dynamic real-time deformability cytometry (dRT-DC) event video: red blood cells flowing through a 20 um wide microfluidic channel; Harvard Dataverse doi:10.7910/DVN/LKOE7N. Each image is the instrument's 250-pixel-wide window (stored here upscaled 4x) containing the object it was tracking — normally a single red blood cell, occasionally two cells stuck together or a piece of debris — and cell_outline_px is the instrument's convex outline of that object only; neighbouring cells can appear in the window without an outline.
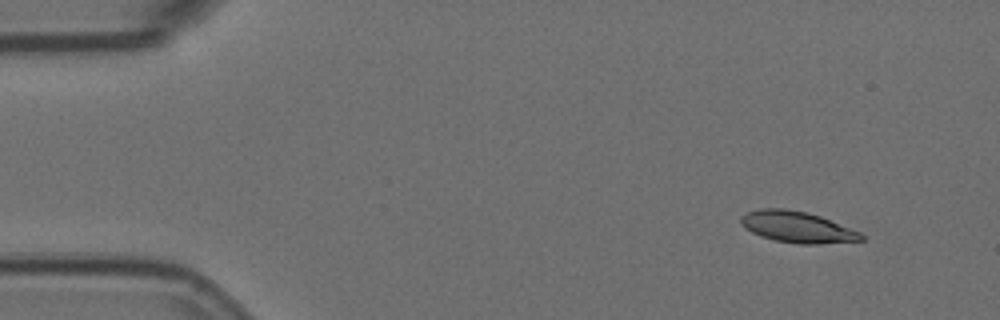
{"species": "Egyptian fruit bat (a non-hibernating species)", "species_latin": "Rousettus aegyptiacus", "temperature_condition": "room temperature", "stored_images_in_passage": 52, "camera_frame_rate_fps": 3000, "um_per_image_px": 0.085, "animal": {"sex": "female"}, "frame": {"image": 1, "passage_image": 1, "time_ms": 0.0, "image_size_px": [1000, 320], "cell_outline_px": [[864, 240], [816, 244], [800, 244], [776, 240], [760, 236], [744, 228], [740, 220], [740, 216], [748, 212], [760, 208], [784, 208], [808, 212], [820, 216], [860, 232], [864, 236]], "centroid_in_image_um": [67.74, 19.29], "position_along_channel_um": 17.3, "area_um2": 21.79}}
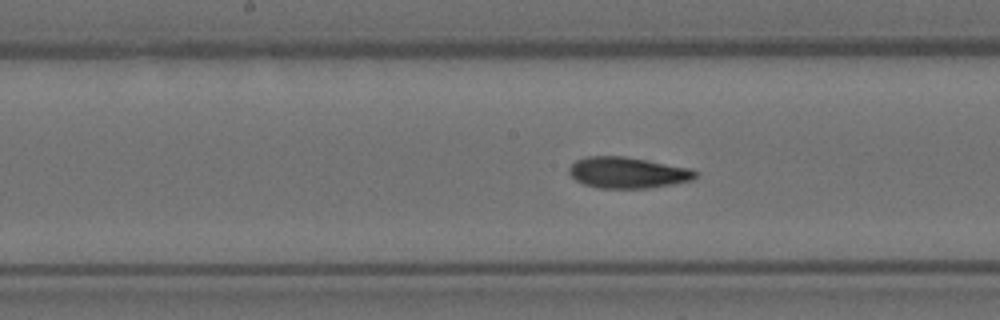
{"frame": {"image": 2, "passage_image": 24, "time_ms": 7.667, "image_size_px": [1000, 320], "cell_outline_px": [[696, 176], [692, 180], [648, 188], [600, 188], [584, 184], [576, 180], [568, 172], [568, 168], [576, 160], [588, 156], [624, 156], [692, 168], [696, 172]], "centroid_in_image_um": [53.33, 14.67], "position_along_channel_um": 194.9, "area_um2": 22.77}}
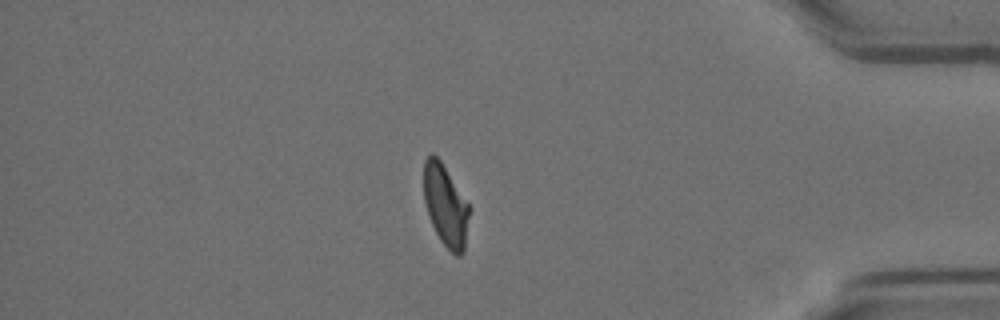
{"frame": {"image": 3, "passage_image": 44, "time_ms": 14.333, "image_size_px": [1000, 320], "cell_outline_px": [[468, 216], [464, 252], [460, 256], [456, 256], [440, 240], [428, 216], [424, 200], [424, 160], [432, 152], [440, 160], [468, 204]], "centroid_in_image_um": [37.84, 17.47], "position_along_channel_um": 397.4, "area_um2": 21.1}, "authors_computed_cell_mechanics": {"area_um2": 22.5998, "velocity_mm_per_s": 3.576, "shape_relaxation_time_tau1_ms": 6.8082, "shape_relaxation_time_tau2_ms": 2.5937, "deformation_change_tau1": 0.1834, "deformation_change_tau2": 0.0847}}